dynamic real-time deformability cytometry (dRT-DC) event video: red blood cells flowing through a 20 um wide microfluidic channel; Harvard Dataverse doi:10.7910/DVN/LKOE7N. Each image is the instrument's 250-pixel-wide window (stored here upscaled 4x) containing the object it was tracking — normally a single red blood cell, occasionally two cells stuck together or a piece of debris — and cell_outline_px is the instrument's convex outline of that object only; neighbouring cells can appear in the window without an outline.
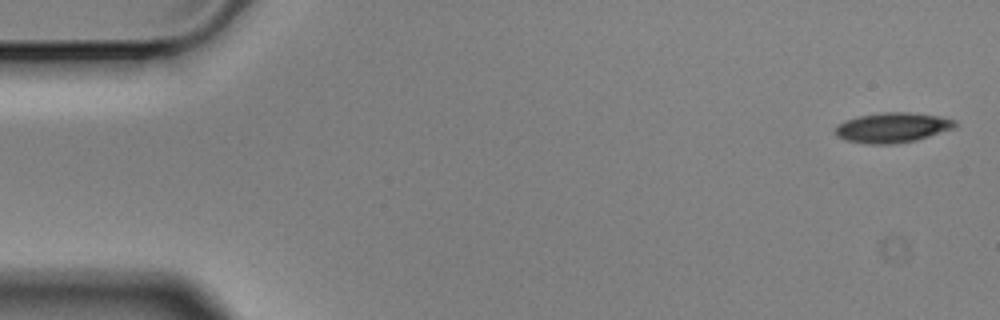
{"species": "Egyptian fruit bat (a non-hibernating species)", "species_latin": "Rousettus aegyptiacus", "temperature_condition": "cold", "stored_images_in_passage": 4, "camera_frame_rate_fps": 3000, "um_per_image_px": 0.085, "animal": {"sex": "male"}, "frame": {"image": 1, "passage_image": 1, "time_ms": 0.0, "image_size_px": [1000, 320], "cell_outline_px": [[956, 124], [952, 128], [916, 140], [892, 144], [864, 144], [844, 140], [836, 136], [836, 124], [844, 120], [860, 116], [880, 112], [908, 112], [940, 116], [956, 120]], "centroid_in_image_um": [75.79, 10.84], "position_along_channel_um": 9.2, "area_um2": 20.92}}
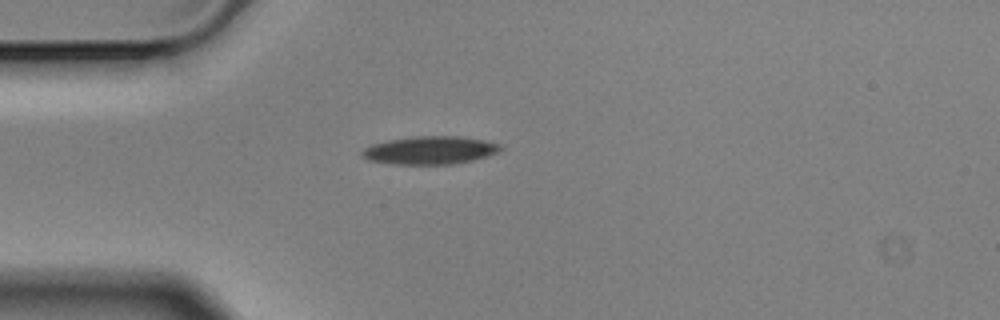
{"frame": {"image": 2, "passage_image": 4, "time_ms": 1.0, "image_size_px": [1000, 320], "cell_outline_px": [[500, 148], [496, 152], [472, 160], [452, 164], [392, 164], [368, 160], [360, 152], [364, 148], [372, 144], [388, 140], [416, 136], [456, 136], [480, 140], [500, 144]], "centroid_in_image_um": [36.47, 12.77], "position_along_channel_um": 48.5, "area_um2": 22.14}}